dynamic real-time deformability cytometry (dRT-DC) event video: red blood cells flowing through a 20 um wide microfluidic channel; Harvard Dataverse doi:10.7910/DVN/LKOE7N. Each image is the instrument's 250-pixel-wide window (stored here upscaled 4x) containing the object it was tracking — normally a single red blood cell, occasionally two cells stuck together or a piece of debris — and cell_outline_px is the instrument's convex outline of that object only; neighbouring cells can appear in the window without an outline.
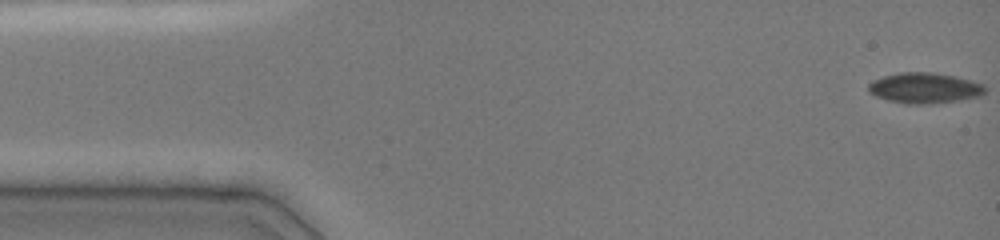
{"species": "common noctule bat (a hibernating species)", "species_latin": "Nyctalus noctula", "temperature_condition": "cold", "stored_images_in_passage": 19, "camera_frame_rate_fps": 3000, "um_per_image_px": 0.085, "animal": {"sex": "female", "body_mass_g": 19.0, "forearm_length_mm": 51.5}, "frame": {"image": 1, "passage_image": 1, "time_ms": 0.0, "image_size_px": [1000, 240], "cell_outline_px": [[984, 92], [976, 96], [956, 100], [920, 104], [916, 104], [888, 100], [876, 96], [868, 92], [868, 84], [872, 80], [884, 76], [900, 72], [932, 72], [956, 76], [980, 84], [984, 88]], "centroid_in_image_um": [78.49, 7.45], "position_along_channel_um": 6.5, "area_um2": 20.17}}
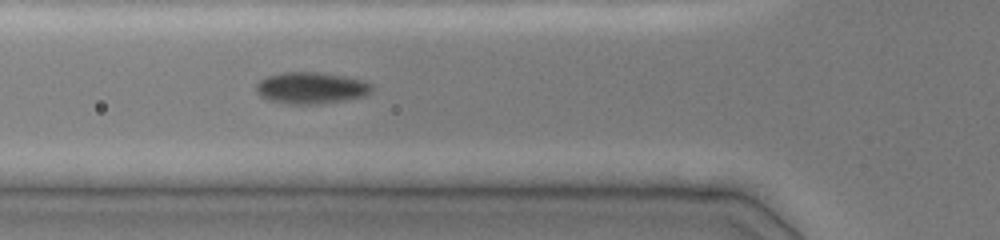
{"frame": {"image": 2, "passage_image": 7, "time_ms": 5.333, "image_size_px": [1000, 240], "cell_outline_px": [[372, 88], [364, 96], [344, 100], [312, 104], [292, 104], [272, 100], [260, 96], [256, 92], [256, 84], [260, 80], [268, 76], [284, 72], [320, 72], [344, 76], [360, 80], [372, 84]], "centroid_in_image_um": [26.42, 7.46], "position_along_channel_um": 99.4, "area_um2": 20.92}}
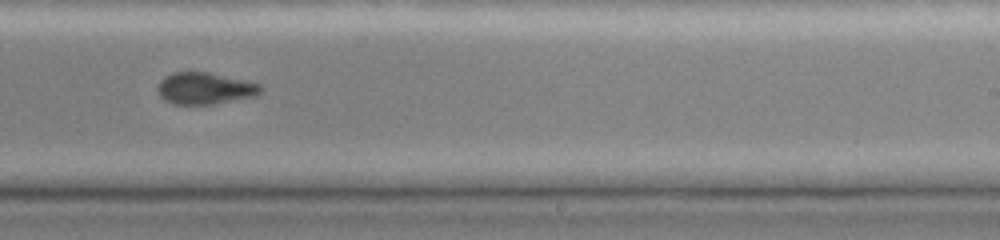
{"frame": {"image": 3, "passage_image": 18, "time_ms": 9.667, "image_size_px": [1000, 240], "cell_outline_px": [[264, 88], [256, 96], [212, 104], [172, 104], [164, 100], [156, 92], [156, 88], [160, 80], [164, 76], [172, 72], [212, 72], [248, 80], [260, 84]], "centroid_in_image_um": [17.41, 7.5], "position_along_channel_um": 271.6, "area_um2": 19.48}}